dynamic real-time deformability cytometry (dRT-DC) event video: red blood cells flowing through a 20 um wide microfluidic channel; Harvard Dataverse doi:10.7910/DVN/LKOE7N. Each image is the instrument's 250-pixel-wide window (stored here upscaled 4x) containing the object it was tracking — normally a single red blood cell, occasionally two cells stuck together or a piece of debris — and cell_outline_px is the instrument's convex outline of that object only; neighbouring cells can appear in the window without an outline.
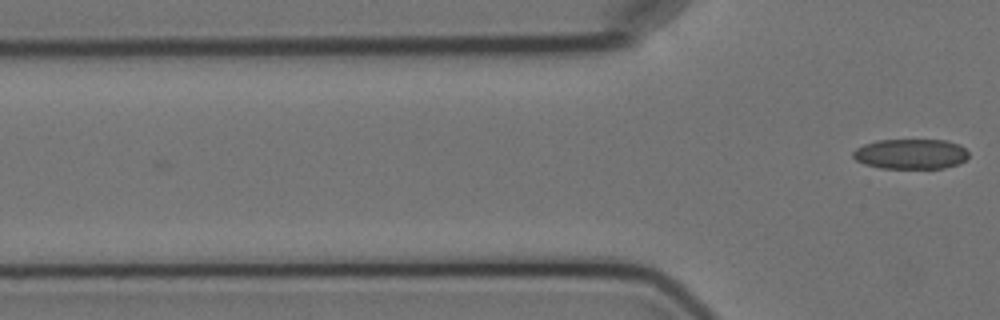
{"species": "Egyptian fruit bat (a non-hibernating species)", "species_latin": "Rousettus aegyptiacus", "temperature_condition": "cold", "stored_images_in_passage": 6, "camera_frame_rate_fps": 3000, "um_per_image_px": 0.085, "animal": {"sex": "female"}, "frame": {"image": 1, "passage_image": 6, "time_ms": 5.667, "image_size_px": [1000, 320], "cell_outline_px": [[968, 160], [960, 164], [944, 168], [880, 168], [864, 164], [856, 160], [852, 156], [852, 152], [856, 148], [864, 144], [876, 140], [948, 140], [960, 144], [968, 152]], "centroid_in_image_um": [77.44, 13.09], "position_along_channel_um": 48.4, "area_um2": 20.58}}